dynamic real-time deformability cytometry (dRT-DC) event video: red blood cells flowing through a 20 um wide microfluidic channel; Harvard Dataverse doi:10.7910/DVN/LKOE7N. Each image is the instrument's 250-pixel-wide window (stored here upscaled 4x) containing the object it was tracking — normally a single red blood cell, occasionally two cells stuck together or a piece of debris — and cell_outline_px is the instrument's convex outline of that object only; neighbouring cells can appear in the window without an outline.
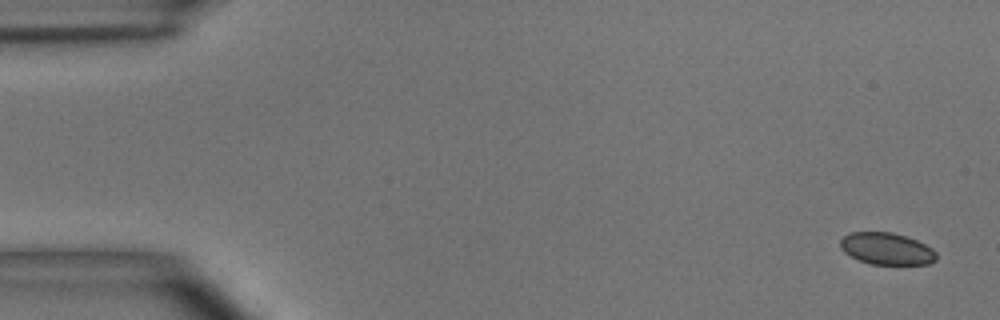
{"species": "common noctule bat (a hibernating species)", "species_latin": "Nyctalus noctula", "temperature_condition": "room temperature", "stored_images_in_passage": 55, "camera_frame_rate_fps": 3000, "um_per_image_px": 0.085, "animal": {"sex": "male", "body_mass_g": 15.6}, "frame": {"image": 1, "passage_image": 1, "time_ms": 0.0, "image_size_px": [1000, 320], "cell_outline_px": [[936, 260], [928, 264], [868, 264], [844, 252], [840, 248], [840, 240], [844, 236], [852, 232], [892, 232], [916, 240], [932, 248], [936, 252]], "centroid_in_image_um": [75.36, 21.14], "position_along_channel_um": 9.6, "area_um2": 17.74}}
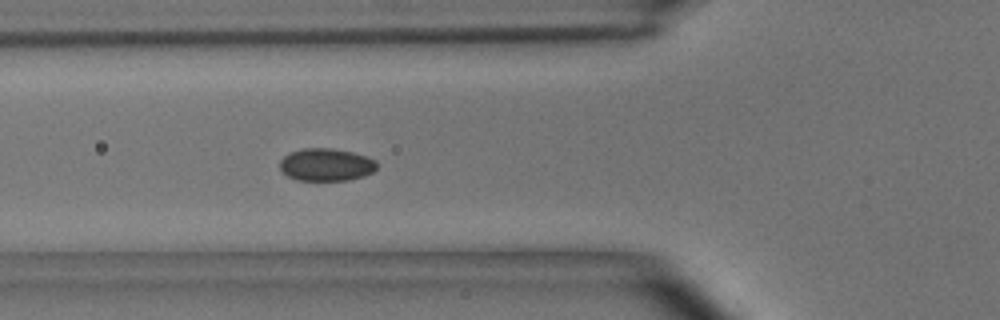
{"frame": {"image": 2, "passage_image": 19, "time_ms": 6.0, "image_size_px": [1000, 320], "cell_outline_px": [[376, 168], [372, 172], [364, 176], [348, 180], [296, 180], [288, 176], [280, 168], [280, 160], [284, 156], [292, 152], [304, 148], [332, 148], [352, 152], [376, 160]], "centroid_in_image_um": [27.72, 14.0], "position_along_channel_um": 98.1, "area_um2": 18.26}}
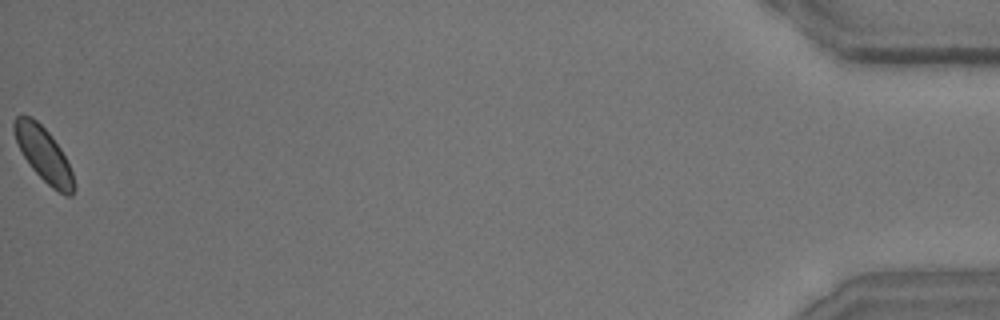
{"frame": {"image": 3, "passage_image": 55, "time_ms": 18.0, "image_size_px": [1000, 320], "cell_outline_px": [[76, 188], [72, 196], [64, 196], [52, 188], [32, 168], [24, 156], [16, 140], [12, 128], [12, 120], [16, 116], [32, 116], [48, 132], [60, 148], [72, 172], [76, 184]], "centroid_in_image_um": [3.72, 13.14], "position_along_channel_um": 431.5, "area_um2": 18.73}, "authors_computed_cell_mechanics": {"area_um2": 18.9006, "velocity_mm_per_s": 3.5893, "shape_relaxation_time_tau1_ms": null, "shape_relaxation_time_tau2_ms": 2.859, "deformation_change_tau1": null, "deformation_change_tau2": 0.0512}}